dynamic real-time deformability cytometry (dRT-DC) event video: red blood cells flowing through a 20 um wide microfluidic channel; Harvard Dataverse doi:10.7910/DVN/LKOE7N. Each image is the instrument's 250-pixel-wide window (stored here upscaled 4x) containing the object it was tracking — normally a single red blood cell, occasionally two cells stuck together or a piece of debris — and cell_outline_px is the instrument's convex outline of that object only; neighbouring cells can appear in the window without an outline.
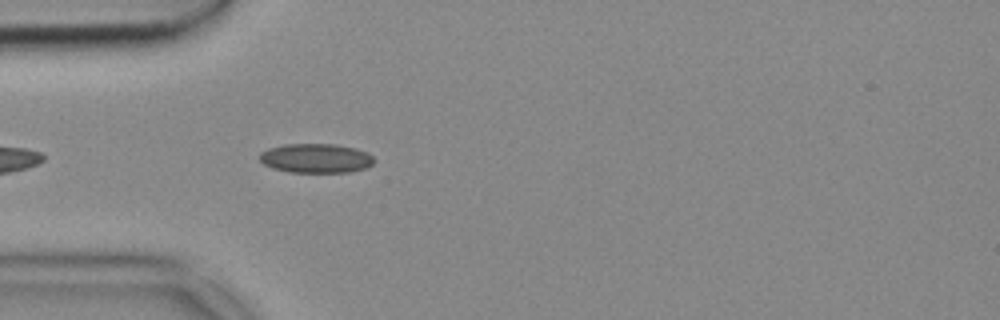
{"species": "common noctule bat (a hibernating species)", "species_latin": "Nyctalus noctula", "temperature_condition": "cold", "stored_images_in_passage": 42, "camera_frame_rate_fps": 3000, "um_per_image_px": 0.085, "animal": {"sex": "female", "body_mass_g": 18.4}, "frame": {"image": 1, "passage_image": 4, "time_ms": 1.0, "image_size_px": [1000, 320], "cell_outline_px": [[372, 164], [364, 168], [352, 172], [288, 172], [272, 168], [264, 164], [260, 160], [260, 152], [268, 148], [284, 144], [336, 144], [356, 148], [368, 152], [372, 156]], "centroid_in_image_um": [26.83, 13.44], "position_along_channel_um": 58.2, "area_um2": 19.59}}
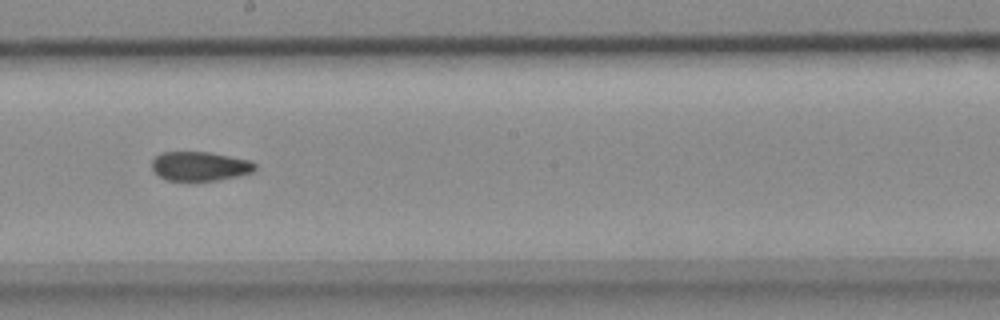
{"frame": {"image": 2, "passage_image": 18, "time_ms": 5.667, "image_size_px": [1000, 320], "cell_outline_px": [[256, 168], [252, 172], [236, 176], [216, 180], [168, 180], [160, 176], [152, 168], [152, 160], [156, 156], [164, 152], [212, 152], [248, 160], [256, 164]], "centroid_in_image_um": [17.0, 14.11], "position_along_channel_um": 231.2, "area_um2": 17.28}}
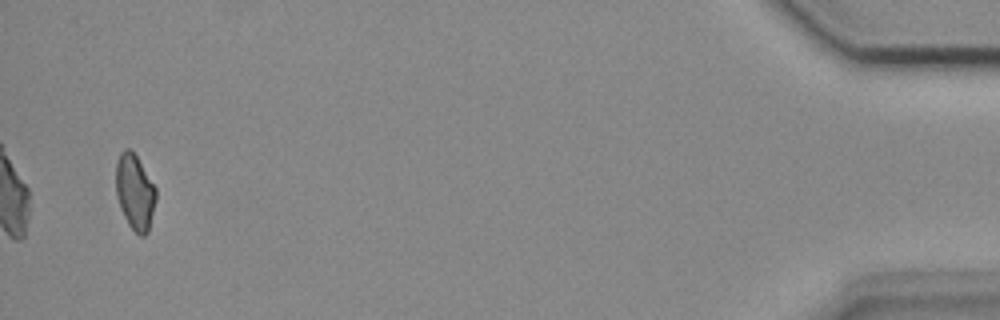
{"frame": {"image": 3, "passage_image": 40, "time_ms": 13.0, "image_size_px": [1000, 320], "cell_outline_px": [[156, 200], [148, 232], [144, 236], [140, 236], [128, 224], [120, 208], [116, 192], [116, 164], [120, 152], [124, 148], [128, 148], [136, 156], [156, 188]], "centroid_in_image_um": [11.46, 16.33], "position_along_channel_um": 423.7, "area_um2": 17.46}}